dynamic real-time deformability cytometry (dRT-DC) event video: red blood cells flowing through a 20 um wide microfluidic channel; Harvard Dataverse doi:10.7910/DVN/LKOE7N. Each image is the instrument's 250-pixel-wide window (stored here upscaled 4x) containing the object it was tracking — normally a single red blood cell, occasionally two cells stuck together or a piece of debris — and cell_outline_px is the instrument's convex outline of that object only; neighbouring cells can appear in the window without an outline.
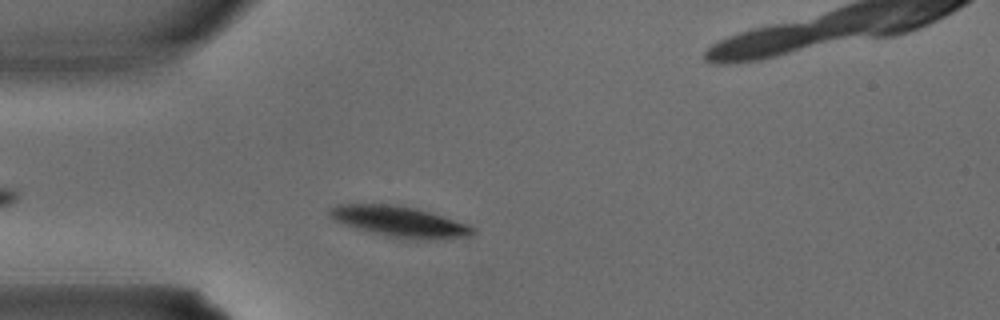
{"species": "common noctule bat (a hibernating species)", "species_latin": "Nyctalus noctula", "temperature_condition": "warm", "stored_images_in_passage": 4, "camera_frame_rate_fps": 3000, "um_per_image_px": 0.085, "animal": {"sex": "male", "body_mass_g": 15.6}, "frame": {"image": 1, "passage_image": 3, "time_ms": 0.667, "image_size_px": [1000, 320], "cell_outline_px": [[476, 232], [472, 236], [432, 240], [416, 240], [388, 236], [356, 228], [344, 224], [328, 216], [328, 208], [336, 204], [388, 204], [416, 208], [432, 212], [468, 224], [476, 228]], "centroid_in_image_um": [34.01, 18.84], "position_along_channel_um": 51.0, "area_um2": 25.84}}